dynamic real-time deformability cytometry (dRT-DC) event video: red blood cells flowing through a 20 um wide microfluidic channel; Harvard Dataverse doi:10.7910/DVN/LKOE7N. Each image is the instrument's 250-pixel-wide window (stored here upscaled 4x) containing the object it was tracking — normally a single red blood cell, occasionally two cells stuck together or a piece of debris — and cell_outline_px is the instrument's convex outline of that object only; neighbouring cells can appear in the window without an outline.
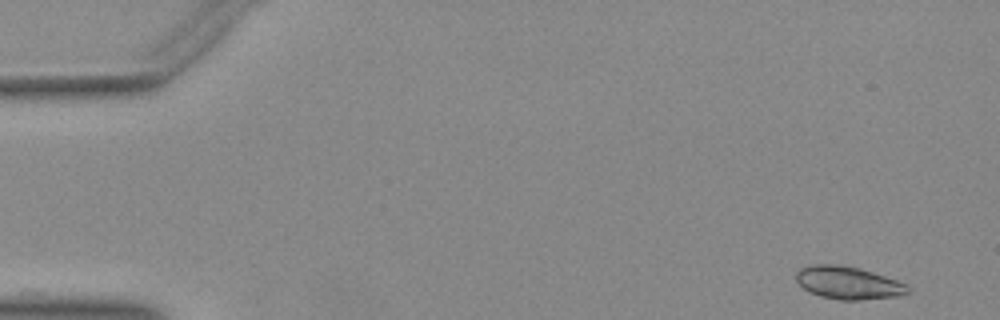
{"species": "Egyptian fruit bat (a non-hibernating species)", "species_latin": "Rousettus aegyptiacus", "temperature_condition": "warm", "stored_images_in_passage": 49, "camera_frame_rate_fps": 3000, "um_per_image_px": 0.085, "animal": {"sex": "female"}, "frame": {"image": 1, "passage_image": 1, "time_ms": 0.0, "image_size_px": [1000, 320], "cell_outline_px": [[908, 292], [896, 296], [860, 300], [840, 300], [820, 296], [808, 292], [796, 280], [796, 272], [800, 268], [812, 264], [840, 264], [860, 268], [908, 284]], "centroid_in_image_um": [72.05, 24.03], "position_along_channel_um": 12.9, "area_um2": 21.27}}
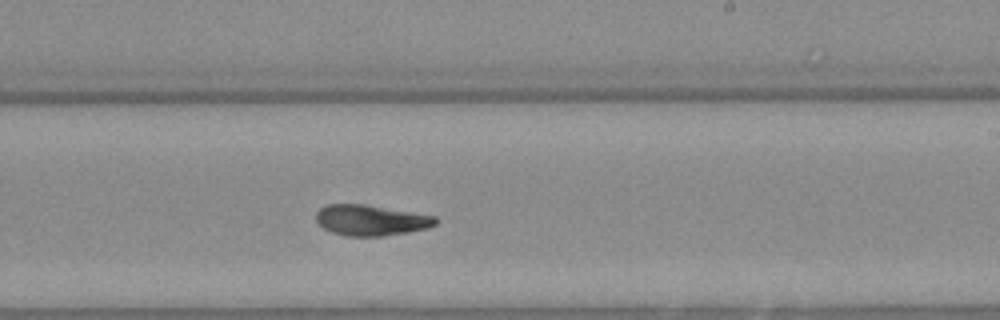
{"frame": {"image": 2, "passage_image": 29, "time_ms": 9.333, "image_size_px": [1000, 320], "cell_outline_px": [[440, 220], [436, 224], [428, 228], [408, 232], [384, 236], [344, 236], [332, 232], [324, 228], [316, 220], [316, 212], [320, 208], [328, 204], [364, 204], [436, 216]], "centroid_in_image_um": [31.55, 18.72], "position_along_channel_um": 257.5, "area_um2": 21.44}}
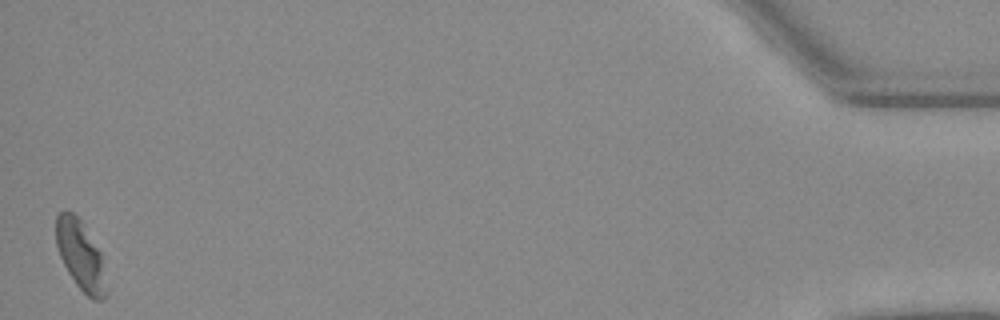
{"frame": {"image": 3, "passage_image": 49, "time_ms": 16.0, "image_size_px": [1000, 320], "cell_outline_px": [[108, 292], [104, 300], [92, 300], [76, 284], [68, 272], [60, 256], [56, 244], [56, 216], [60, 212], [72, 212], [80, 220], [100, 252], [108, 288]], "centroid_in_image_um": [6.87, 21.76], "position_along_channel_um": 428.3, "area_um2": 20.11}}